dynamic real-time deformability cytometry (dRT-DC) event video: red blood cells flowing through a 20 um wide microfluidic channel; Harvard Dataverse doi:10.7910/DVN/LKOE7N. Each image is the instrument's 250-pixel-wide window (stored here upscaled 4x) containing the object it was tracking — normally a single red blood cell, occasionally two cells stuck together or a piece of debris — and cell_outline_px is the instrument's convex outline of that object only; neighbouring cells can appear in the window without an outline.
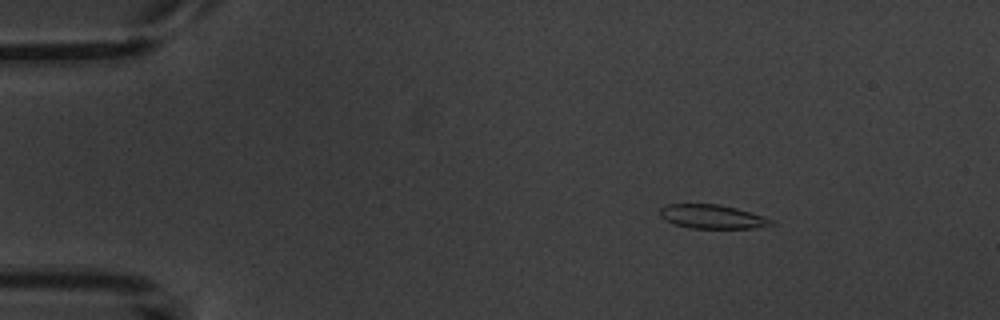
{"species": "common noctule bat (a hibernating species)", "species_latin": "Nyctalus noctula", "temperature_condition": "warm", "stored_images_in_passage": 8, "camera_frame_rate_fps": 3000, "um_per_image_px": 0.085, "animal": {"sex": "male", "body_mass_g": 20.1, "forearm_length_mm": 53.5}, "frame": {"image": 1, "passage_image": 2, "time_ms": 1.333, "image_size_px": [1000, 320], "cell_outline_px": [[776, 224], [756, 228], [692, 228], [672, 224], [664, 220], [660, 216], [660, 208], [664, 204], [720, 204], [736, 208], [764, 216], [776, 220]], "centroid_in_image_um": [60.55, 18.42], "position_along_channel_um": 24.4, "area_um2": 15.78}}
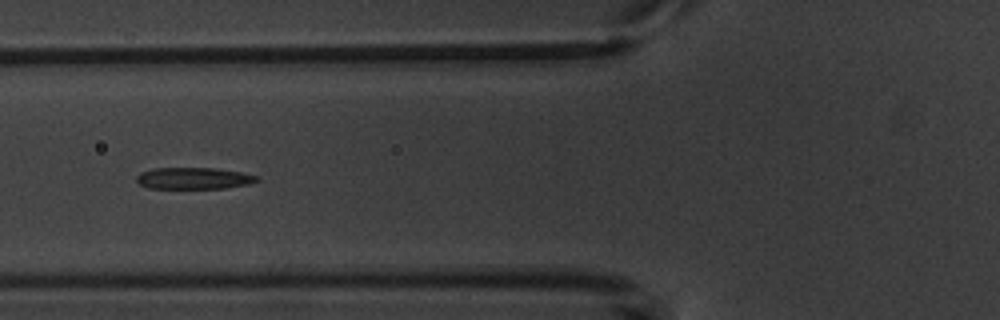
{"frame": {"image": 2, "passage_image": 6, "time_ms": 5.667, "image_size_px": [1000, 320], "cell_outline_px": [[260, 180], [248, 184], [224, 188], [148, 188], [140, 184], [136, 180], [136, 176], [140, 172], [152, 168], [216, 168], [244, 172], [260, 176]], "centroid_in_image_um": [16.5, 15.14], "position_along_channel_um": 109.3, "area_um2": 15.32}}
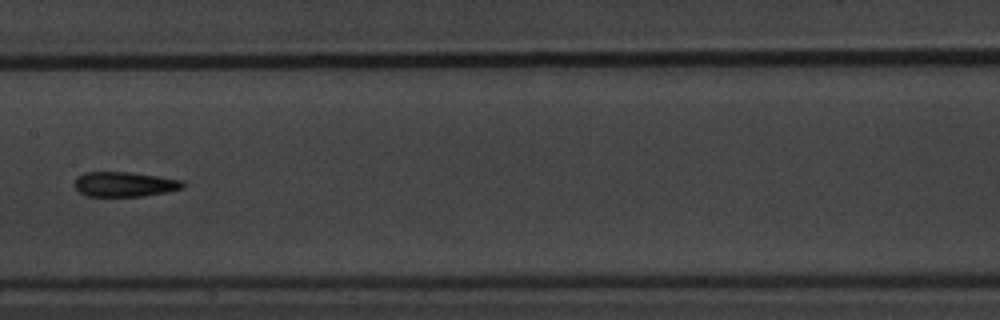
{"frame": {"image": 3, "passage_image": 8, "time_ms": 8.0, "image_size_px": [1000, 320], "cell_outline_px": [[184, 188], [144, 196], [84, 196], [76, 188], [76, 176], [84, 172], [132, 172], [184, 180]], "centroid_in_image_um": [10.59, 15.65], "position_along_channel_um": 196.8, "area_um2": 15.72}}